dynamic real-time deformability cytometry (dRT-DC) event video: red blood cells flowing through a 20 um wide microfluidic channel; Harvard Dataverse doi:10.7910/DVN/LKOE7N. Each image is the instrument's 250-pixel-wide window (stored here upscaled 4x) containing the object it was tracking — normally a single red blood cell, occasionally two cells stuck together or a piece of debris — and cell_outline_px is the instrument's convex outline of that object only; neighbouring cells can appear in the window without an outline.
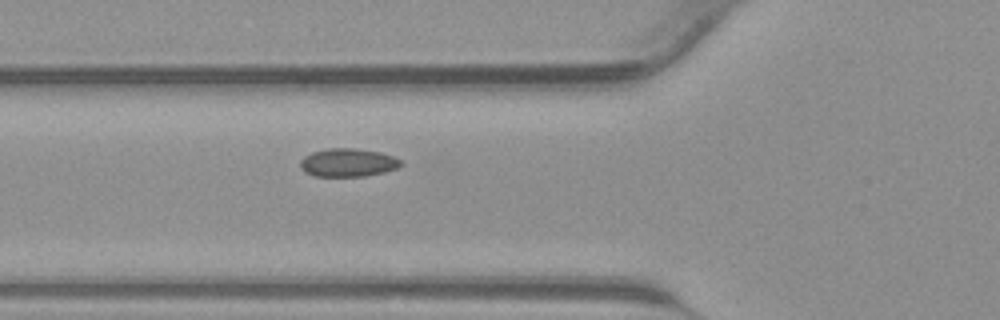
{"species": "common noctule bat (a hibernating species)", "species_latin": "Nyctalus noctula", "temperature_condition": "warm", "stored_images_in_passage": 31, "camera_frame_rate_fps": 3000, "um_per_image_px": 0.085, "animal": {"sex": "male", "body_mass_g": 23.1, "forearm_length_mm": 52.7}, "frame": {"image": 1, "passage_image": 6, "time_ms": 1.667, "image_size_px": [1000, 320], "cell_outline_px": [[404, 164], [396, 168], [384, 172], [364, 176], [312, 176], [304, 172], [300, 168], [300, 160], [304, 156], [312, 152], [328, 148], [356, 148], [380, 152], [392, 156], [400, 160]], "centroid_in_image_um": [29.54, 13.82], "position_along_channel_um": 96.3, "area_um2": 16.65}}
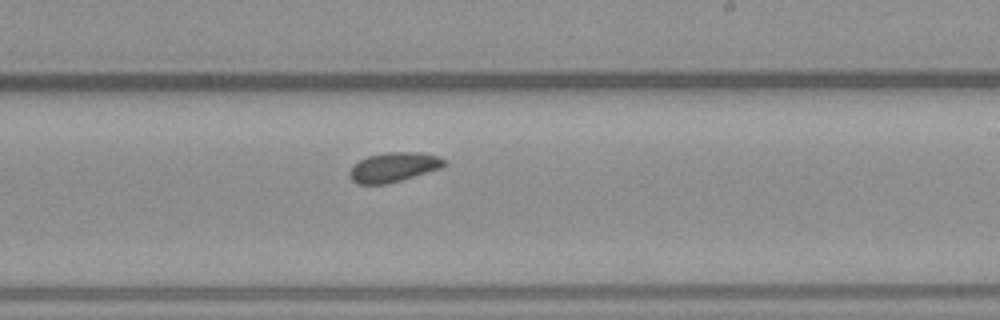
{"frame": {"image": 2, "passage_image": 16, "time_ms": 5.0, "image_size_px": [1000, 320], "cell_outline_px": [[448, 164], [440, 168], [388, 184], [356, 184], [348, 176], [348, 172], [352, 164], [368, 156], [388, 152], [420, 152], [440, 156]], "centroid_in_image_um": [33.43, 14.21], "position_along_channel_um": 255.6, "area_um2": 16.42}}
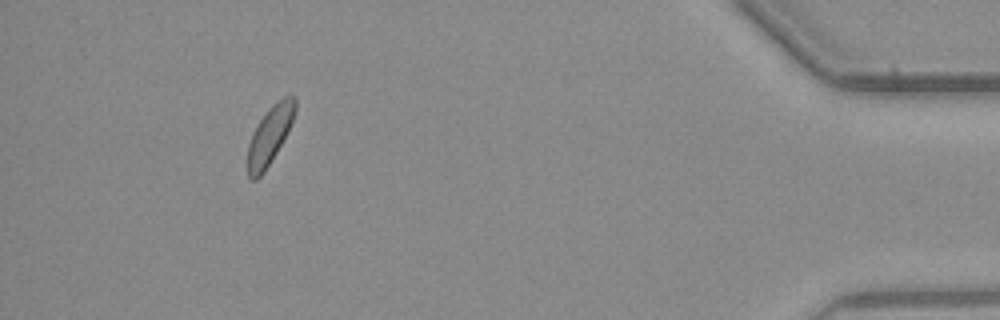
{"frame": {"image": 3, "passage_image": 30, "time_ms": 9.667, "image_size_px": [1000, 320], "cell_outline_px": [[296, 108], [292, 120], [276, 152], [264, 172], [256, 180], [252, 180], [248, 176], [248, 144], [252, 132], [256, 124], [268, 108], [272, 104], [284, 96], [296, 96]], "centroid_in_image_um": [22.9, 11.48], "position_along_channel_um": 412.3, "area_um2": 15.78}}